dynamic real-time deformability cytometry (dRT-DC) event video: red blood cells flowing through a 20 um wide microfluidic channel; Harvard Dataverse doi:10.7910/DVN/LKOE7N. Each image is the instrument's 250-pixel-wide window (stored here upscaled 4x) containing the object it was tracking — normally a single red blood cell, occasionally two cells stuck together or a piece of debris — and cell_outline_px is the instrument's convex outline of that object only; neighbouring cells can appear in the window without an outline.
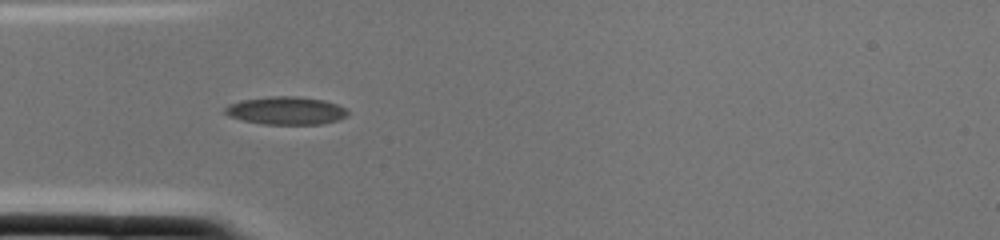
{"species": "common noctule bat (a hibernating species)", "species_latin": "Nyctalus noctula", "temperature_condition": "cold", "stored_images_in_passage": 3, "camera_frame_rate_fps": 3000, "um_per_image_px": 0.085, "animal": {"sex": "female", "body_mass_g": 22.0, "forearm_length_mm": 56.7}, "frame": {"image": 1, "passage_image": 3, "time_ms": 0.667, "image_size_px": [1000, 240], "cell_outline_px": [[348, 116], [336, 120], [320, 124], [264, 124], [244, 120], [228, 116], [224, 112], [224, 108], [228, 104], [240, 100], [272, 96], [300, 96], [324, 100], [336, 104], [344, 108], [348, 112]], "centroid_in_image_um": [24.29, 9.39], "position_along_channel_um": 60.7, "area_um2": 19.94}}